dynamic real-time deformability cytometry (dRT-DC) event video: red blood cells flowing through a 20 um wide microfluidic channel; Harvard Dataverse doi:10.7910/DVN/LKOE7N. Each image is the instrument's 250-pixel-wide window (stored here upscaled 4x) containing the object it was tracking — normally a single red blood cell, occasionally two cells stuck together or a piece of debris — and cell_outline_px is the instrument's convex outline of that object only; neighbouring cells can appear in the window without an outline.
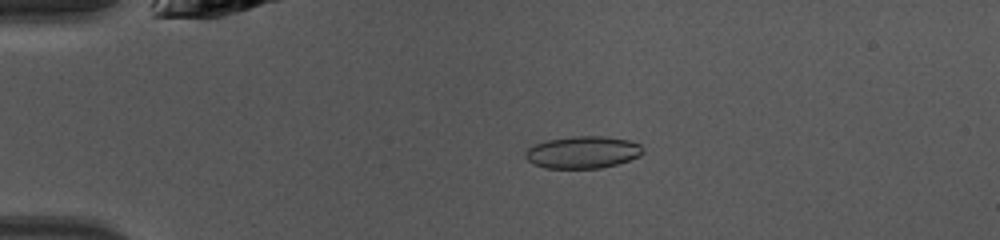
{"species": "common noctule bat (a hibernating species)", "species_latin": "Nyctalus noctula", "temperature_condition": "warm", "stored_images_in_passage": 48, "camera_frame_rate_fps": 3000, "um_per_image_px": 0.085, "animal": {"sex": "female", "body_mass_g": 10.0, "forearm_length_mm": 53.1}, "frame": {"image": 1, "passage_image": 11, "time_ms": 3.333, "image_size_px": [1000, 240], "cell_outline_px": [[644, 152], [640, 156], [616, 164], [600, 168], [544, 168], [528, 160], [524, 156], [524, 152], [528, 148], [536, 144], [548, 140], [572, 136], [604, 136], [628, 140], [640, 144], [644, 148]], "centroid_in_image_um": [49.55, 12.94], "position_along_channel_um": 35.5, "area_um2": 21.96}}
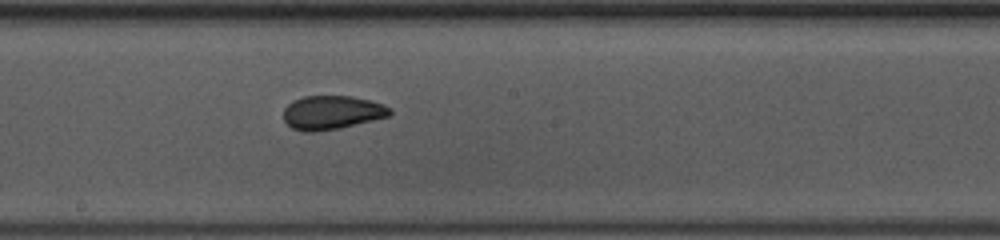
{"frame": {"image": 2, "passage_image": 27, "time_ms": 8.667, "image_size_px": [1000, 240], "cell_outline_px": [[392, 112], [388, 116], [340, 128], [316, 132], [304, 132], [292, 128], [284, 120], [284, 108], [292, 100], [304, 96], [352, 96], [384, 104], [392, 108]], "centroid_in_image_um": [28.19, 9.56], "position_along_channel_um": 220.0, "area_um2": 20.98}}
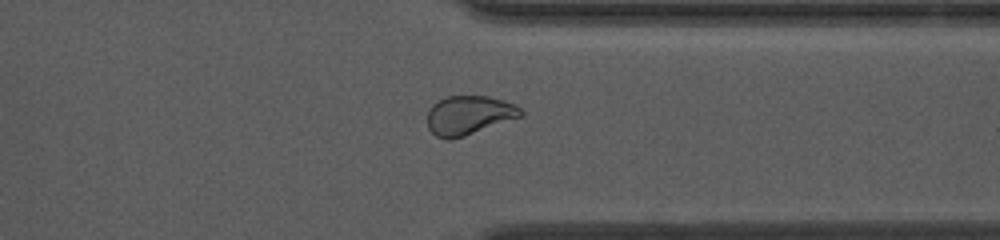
{"frame": {"image": 3, "passage_image": 38, "time_ms": 12.333, "image_size_px": [1000, 240], "cell_outline_px": [[524, 116], [452, 140], [444, 140], [436, 136], [428, 128], [428, 112], [432, 104], [448, 96], [488, 96], [504, 100], [516, 104], [524, 112]], "centroid_in_image_um": [39.89, 9.8], "position_along_channel_um": 371.5, "area_um2": 21.44}, "authors_computed_cell_mechanics": {"area_um2": 21.4727, "velocity_mm_per_s": 4.1515, "shape_relaxation_time_tau1_ms": 9.1268, "shape_relaxation_time_tau2_ms": 1.0999, "deformation_change_tau1": 0.1989, "deformation_change_tau2": 0.0578}}